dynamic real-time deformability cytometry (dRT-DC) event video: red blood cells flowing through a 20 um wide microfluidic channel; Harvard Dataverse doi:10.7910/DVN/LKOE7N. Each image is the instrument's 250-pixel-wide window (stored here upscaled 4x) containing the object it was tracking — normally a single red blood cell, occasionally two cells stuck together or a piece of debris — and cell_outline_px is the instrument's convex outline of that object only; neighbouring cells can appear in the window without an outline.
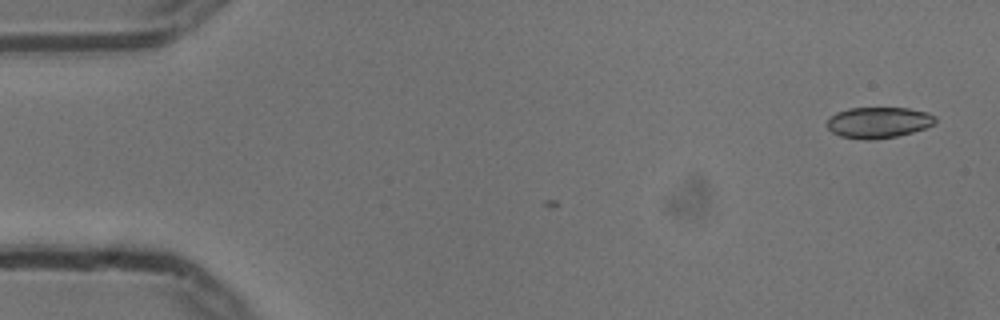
{"species": "common noctule bat (a hibernating species)", "species_latin": "Nyctalus noctula", "temperature_condition": "cold", "stored_images_in_passage": 3, "camera_frame_rate_fps": 3000, "um_per_image_px": 0.085, "animal": {"sex": "male", "body_mass_g": 13.3}, "frame": {"image": 1, "passage_image": 1, "time_ms": 0.0, "image_size_px": [1000, 320], "cell_outline_px": [[936, 120], [932, 124], [924, 128], [912, 132], [896, 136], [840, 136], [832, 132], [828, 128], [828, 120], [836, 112], [848, 108], [908, 108], [928, 112], [936, 116]], "centroid_in_image_um": [74.71, 10.34], "position_along_channel_um": 10.3, "area_um2": 18.55}}